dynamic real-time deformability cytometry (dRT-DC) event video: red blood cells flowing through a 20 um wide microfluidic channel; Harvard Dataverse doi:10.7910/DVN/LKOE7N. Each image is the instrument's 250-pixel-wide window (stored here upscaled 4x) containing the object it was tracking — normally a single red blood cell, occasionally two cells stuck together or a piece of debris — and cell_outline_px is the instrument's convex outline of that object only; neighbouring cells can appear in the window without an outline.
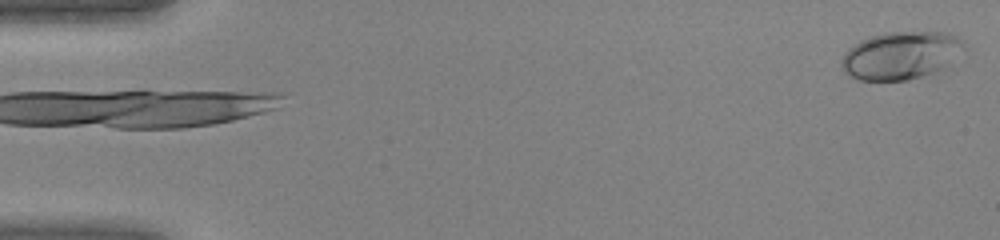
{"species": "human", "species_latin": "Homo sapiens", "temperature_condition": "warm", "stored_images_in_passage": 45, "camera_frame_rate_fps": 3000, "um_per_image_px": 0.085, "donor": {"sex": "female"}, "frame": {"image": 1, "passage_image": 1, "time_ms": 0.0, "image_size_px": [1000, 240], "cell_outline_px": [[964, 44], [940, 72], [908, 80], [860, 80], [848, 76], [844, 72], [840, 64], [840, 60], [844, 52], [848, 48], [860, 40], [884, 32], [944, 32], [956, 36]], "centroid_in_image_um": [76.48, 4.72], "position_along_channel_um": 8.5, "area_um2": 33.99}}
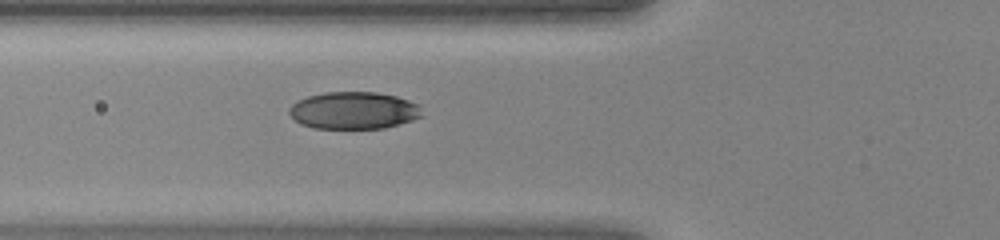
{"frame": {"image": 2, "passage_image": 17, "time_ms": 5.333, "image_size_px": [1000, 240], "cell_outline_px": [[424, 116], [400, 124], [384, 128], [312, 128], [300, 124], [288, 112], [288, 108], [292, 104], [308, 96], [324, 92], [376, 92], [396, 96], [420, 104]], "centroid_in_image_um": [30.1, 9.39], "position_along_channel_um": 95.7, "area_um2": 28.96}}
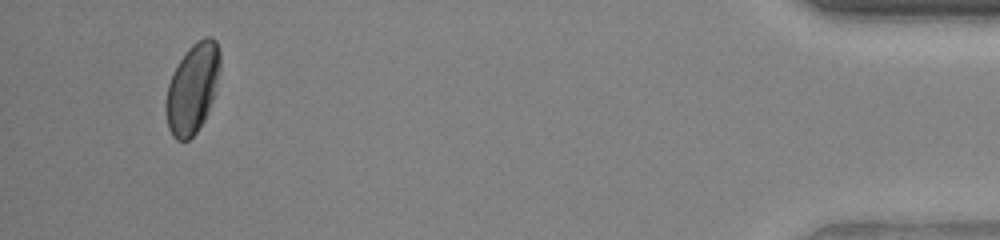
{"frame": {"image": 3, "passage_image": 43, "time_ms": 14.0, "image_size_px": [1000, 240], "cell_outline_px": [[220, 68], [212, 100], [208, 112], [204, 120], [196, 132], [188, 140], [176, 140], [172, 136], [168, 128], [164, 108], [164, 104], [168, 84], [172, 72], [176, 64], [188, 48], [196, 40], [204, 36], [212, 36], [216, 40], [220, 52]], "centroid_in_image_um": [16.34, 7.48], "position_along_channel_um": 418.9, "area_um2": 28.73}}